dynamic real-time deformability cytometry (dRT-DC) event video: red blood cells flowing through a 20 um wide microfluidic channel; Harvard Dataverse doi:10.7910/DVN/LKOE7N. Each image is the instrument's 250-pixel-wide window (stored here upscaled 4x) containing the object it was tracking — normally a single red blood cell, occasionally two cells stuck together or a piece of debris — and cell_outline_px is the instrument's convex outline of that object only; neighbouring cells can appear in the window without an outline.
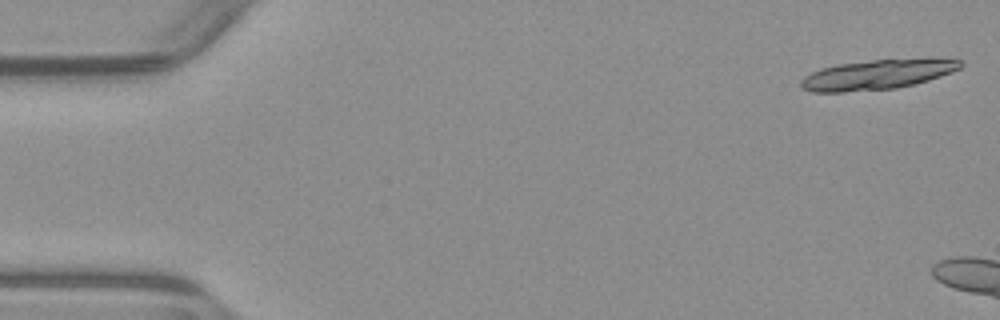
{"species": "common noctule bat (a hibernating species)", "species_latin": "Nyctalus noctula", "temperature_condition": "warm", "stored_images_in_passage": 10, "camera_frame_rate_fps": 3000, "um_per_image_px": 0.085, "animal": {"sex": "male", "body_mass_g": 23.1, "forearm_length_mm": 52.7}, "frame": {"image": 1, "passage_image": 1, "time_ms": 0.0, "image_size_px": [1000, 320], "cell_outline_px": [[964, 64], [960, 68], [952, 72], [928, 80], [896, 88], [844, 92], [812, 92], [800, 88], [800, 80], [804, 76], [820, 68], [836, 64], [872, 60], [964, 60]], "centroid_in_image_um": [74.45, 6.36], "position_along_channel_um": 10.6, "area_um2": 27.22}}